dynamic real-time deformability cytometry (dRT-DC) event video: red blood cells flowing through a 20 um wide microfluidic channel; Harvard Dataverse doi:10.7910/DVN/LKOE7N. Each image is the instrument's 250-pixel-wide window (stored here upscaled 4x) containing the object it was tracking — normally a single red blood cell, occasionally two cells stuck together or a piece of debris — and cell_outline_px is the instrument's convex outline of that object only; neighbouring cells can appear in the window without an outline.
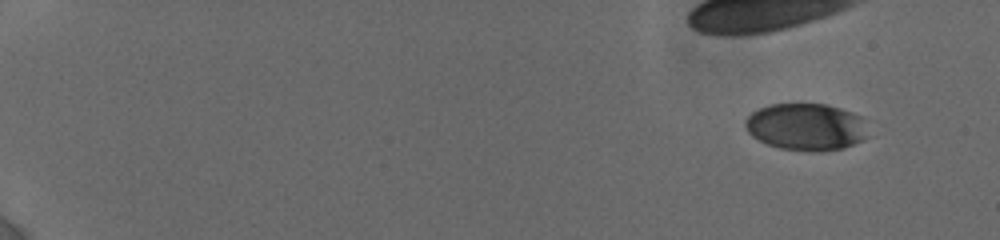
{"species": "human", "species_latin": "Homo sapiens", "temperature_condition": "cold", "stored_images_in_passage": 11, "camera_frame_rate_fps": 3000, "um_per_image_px": 0.085, "donor": {"sex": "female"}, "frame": {"image": 1, "passage_image": 4, "time_ms": 1.667, "image_size_px": [1000, 240], "cell_outline_px": [[864, 140], [844, 148], [812, 152], [780, 148], [768, 144], [752, 136], [748, 132], [744, 124], [744, 120], [752, 112], [768, 104], [824, 104], [840, 108], [852, 112], [860, 116], [864, 136]], "centroid_in_image_um": [68.45, 10.78], "position_along_channel_um": 16.5, "area_um2": 33.29}}